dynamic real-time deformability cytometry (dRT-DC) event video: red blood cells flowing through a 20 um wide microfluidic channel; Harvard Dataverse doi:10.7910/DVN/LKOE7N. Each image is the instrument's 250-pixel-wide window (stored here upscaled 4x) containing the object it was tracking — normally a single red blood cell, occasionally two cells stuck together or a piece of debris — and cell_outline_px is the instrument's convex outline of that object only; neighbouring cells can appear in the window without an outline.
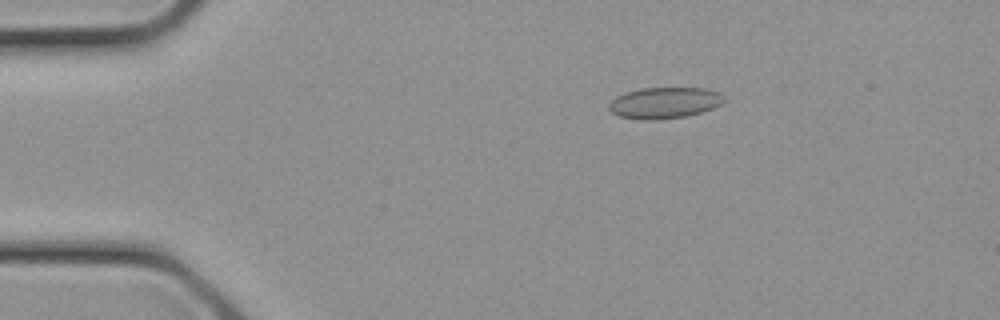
{"species": "common noctule bat (a hibernating species)", "species_latin": "Nyctalus noctula", "temperature_condition": "cold", "stored_images_in_passage": 16, "camera_frame_rate_fps": 3000, "um_per_image_px": 0.085, "animal": {"sex": "female", "body_mass_g": 21.9}, "frame": {"image": 1, "passage_image": 4, "time_ms": 1.0, "image_size_px": [1000, 320], "cell_outline_px": [[724, 100], [720, 104], [712, 108], [688, 116], [652, 120], [644, 120], [620, 116], [612, 112], [608, 108], [608, 104], [616, 96], [624, 92], [640, 88], [708, 88], [720, 92], [724, 96]], "centroid_in_image_um": [56.47, 8.73], "position_along_channel_um": 28.5, "area_um2": 20.98}}
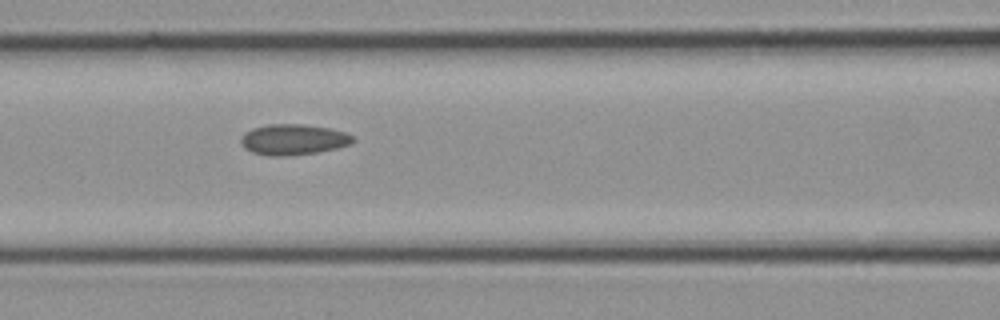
{"frame": {"image": 2, "passage_image": 11, "time_ms": 3.333, "image_size_px": [1000, 320], "cell_outline_px": [[356, 140], [352, 144], [336, 148], [316, 152], [284, 156], [268, 156], [252, 152], [244, 148], [240, 144], [240, 136], [244, 132], [252, 128], [268, 124], [304, 124], [328, 128], [344, 132], [352, 136]], "centroid_in_image_um": [24.89, 11.86], "position_along_channel_um": 141.7, "area_um2": 20.17}}
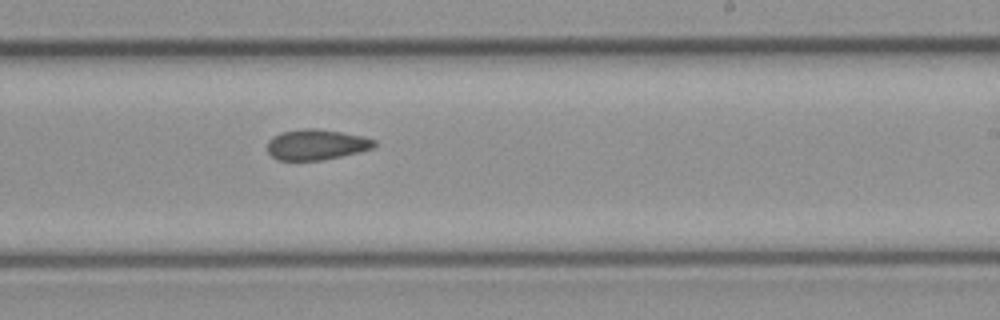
{"frame": {"image": 3, "passage_image": 16, "time_ms": 5.0, "image_size_px": [1000, 320], "cell_outline_px": [[376, 144], [372, 148], [360, 152], [324, 160], [276, 160], [268, 152], [268, 140], [272, 136], [280, 132], [304, 128], [316, 128], [364, 136], [376, 140]], "centroid_in_image_um": [26.88, 12.29], "position_along_channel_um": 262.1, "area_um2": 19.19}}